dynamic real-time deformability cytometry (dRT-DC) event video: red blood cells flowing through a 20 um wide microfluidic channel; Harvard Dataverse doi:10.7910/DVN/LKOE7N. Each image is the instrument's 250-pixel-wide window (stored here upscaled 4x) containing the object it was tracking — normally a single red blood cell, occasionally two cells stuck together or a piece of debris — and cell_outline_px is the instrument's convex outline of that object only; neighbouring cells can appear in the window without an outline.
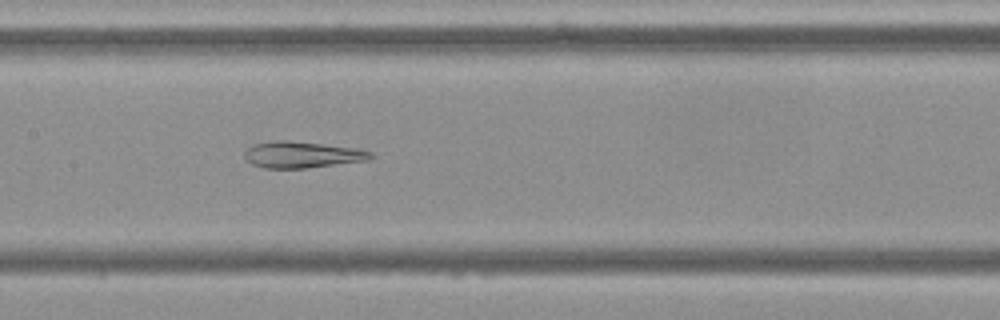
{"species": "Egyptian fruit bat (a non-hibernating species)", "species_latin": "Rousettus aegyptiacus", "temperature_condition": "cold", "stored_images_in_passage": 39, "camera_frame_rate_fps": 3000, "um_per_image_px": 0.085, "frame": {"image": 1, "passage_image": 11, "time_ms": 3.333, "image_size_px": [1000, 320], "cell_outline_px": [[376, 156], [368, 160], [308, 168], [264, 168], [252, 164], [244, 156], [244, 152], [252, 144], [272, 140], [288, 140], [360, 148], [372, 152]], "centroid_in_image_um": [25.71, 13.14], "position_along_channel_um": 181.7, "area_um2": 19.65}}
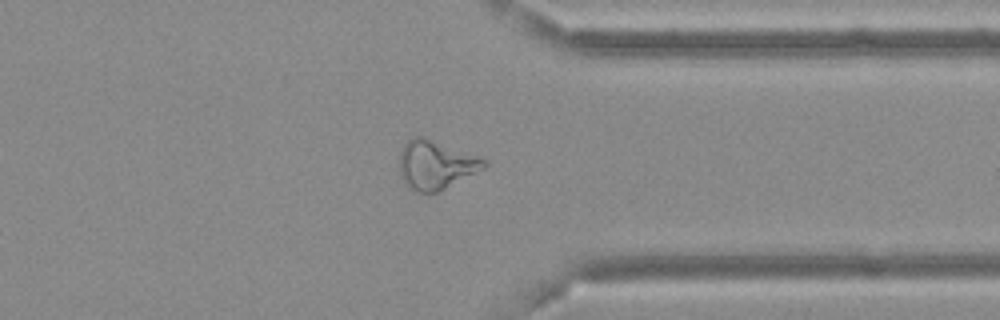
{"frame": {"image": 2, "passage_image": 27, "time_ms": 8.667, "image_size_px": [1000, 320], "cell_outline_px": [[488, 164], [484, 168], [436, 192], [416, 192], [408, 188], [400, 172], [400, 152], [404, 144], [412, 136], [424, 136], [476, 156], [484, 160]], "centroid_in_image_um": [36.99, 13.99], "position_along_channel_um": 374.4, "area_um2": 23.52}}
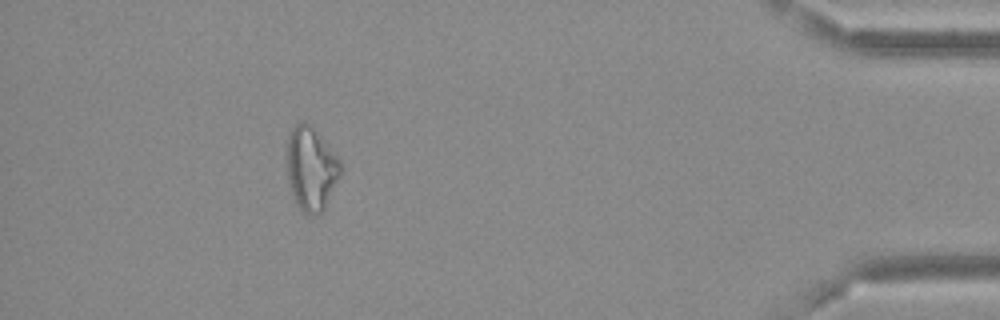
{"frame": {"image": 3, "passage_image": 34, "time_ms": 11.0, "image_size_px": [1000, 320], "cell_outline_px": [[340, 172], [324, 208], [320, 212], [312, 216], [308, 216], [300, 208], [292, 192], [288, 180], [284, 156], [288, 136], [292, 128], [296, 124], [304, 120], [312, 124], [340, 160]], "centroid_in_image_um": [26.38, 14.26], "position_along_channel_um": 408.8, "area_um2": 26.18}, "authors_computed_cell_mechanics": {"area_um2": 21.4438, "velocity_mm_per_s": 3.6807, "shape_relaxation_time_tau1_ms": null, "shape_relaxation_time_tau2_ms": 6.4056, "deformation_change_tau1": null, "deformation_change_tau2": 0.1085}}